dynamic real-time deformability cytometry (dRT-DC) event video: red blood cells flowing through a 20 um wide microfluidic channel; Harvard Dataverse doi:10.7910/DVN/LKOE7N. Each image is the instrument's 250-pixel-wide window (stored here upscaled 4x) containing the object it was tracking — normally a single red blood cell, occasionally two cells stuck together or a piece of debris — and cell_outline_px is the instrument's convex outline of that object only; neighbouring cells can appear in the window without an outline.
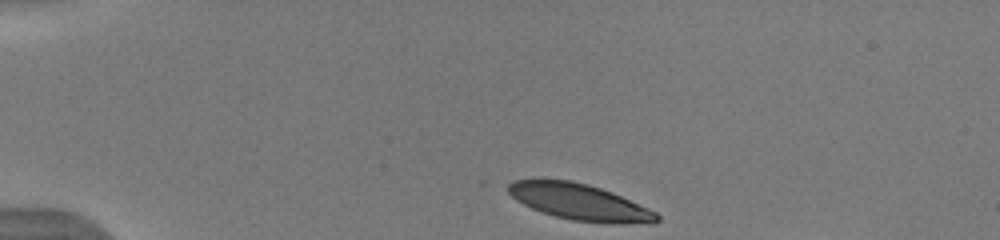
{"species": "human", "species_latin": "Homo sapiens", "temperature_condition": "warm", "stored_images_in_passage": 43, "camera_frame_rate_fps": 3000, "um_per_image_px": 0.085, "donor": {"sex": "male"}, "frame": {"image": 1, "passage_image": 1, "time_ms": 0.0, "image_size_px": [1000, 240], "cell_outline_px": [[660, 220], [624, 224], [612, 224], [572, 220], [556, 216], [532, 208], [516, 200], [508, 192], [508, 184], [512, 180], [572, 180], [588, 184], [612, 192], [648, 208], [656, 212], [660, 216]], "centroid_in_image_um": [49.26, 17.17], "position_along_channel_um": 35.7, "area_um2": 30.92}}
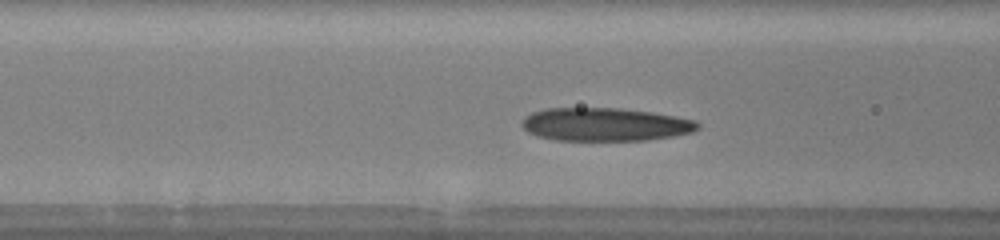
{"frame": {"image": 2, "passage_image": 12, "time_ms": 3.667, "image_size_px": [1000, 240], "cell_outline_px": [[700, 128], [692, 132], [672, 136], [644, 140], [556, 140], [536, 136], [528, 132], [520, 124], [524, 116], [532, 112], [544, 108], [620, 108], [652, 112], [696, 120], [700, 124]], "centroid_in_image_um": [51.41, 10.57], "position_along_channel_um": 115.2, "area_um2": 34.16}}
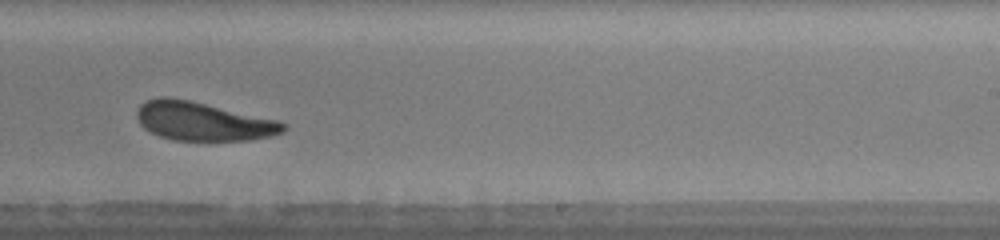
{"frame": {"image": 3, "passage_image": 24, "time_ms": 7.667, "image_size_px": [1000, 240], "cell_outline_px": [[288, 128], [284, 132], [268, 136], [248, 140], [172, 140], [160, 136], [144, 128], [140, 124], [136, 116], [136, 112], [140, 104], [148, 100], [160, 96], [168, 96], [192, 100], [280, 120], [288, 124]], "centroid_in_image_um": [17.28, 10.29], "position_along_channel_um": 271.7, "area_um2": 33.35}, "authors_computed_cell_mechanics": {"area_um2": 33.6974, "velocity_mm_per_s": 3.9177, "shape_relaxation_time_tau1_ms": 2.8694, "shape_relaxation_time_tau2_ms": 2.3561, "deformation_change_tau1": 0.1271, "deformation_change_tau2": 0.0909}}